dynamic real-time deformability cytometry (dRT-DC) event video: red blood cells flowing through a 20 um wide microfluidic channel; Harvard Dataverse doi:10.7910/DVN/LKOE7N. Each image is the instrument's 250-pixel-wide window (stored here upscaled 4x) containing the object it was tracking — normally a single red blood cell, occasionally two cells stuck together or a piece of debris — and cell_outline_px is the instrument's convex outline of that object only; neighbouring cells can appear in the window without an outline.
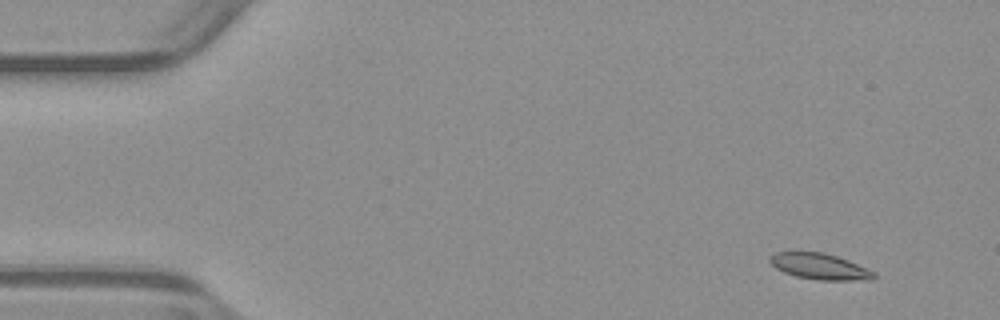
{"species": "common noctule bat (a hibernating species)", "species_latin": "Nyctalus noctula", "temperature_condition": "warm", "stored_images_in_passage": 54, "camera_frame_rate_fps": 3000, "um_per_image_px": 0.085, "animal": {"sex": "male", "body_mass_g": 23.1, "forearm_length_mm": 52.7}, "frame": {"image": 1, "passage_image": 5, "time_ms": 1.333, "image_size_px": [1000, 320], "cell_outline_px": [[876, 276], [872, 280], [820, 280], [796, 276], [784, 272], [776, 268], [768, 260], [768, 256], [776, 252], [824, 252], [848, 260], [868, 268], [876, 272]], "centroid_in_image_um": [69.7, 22.65], "position_along_channel_um": 15.3, "area_um2": 15.84}}
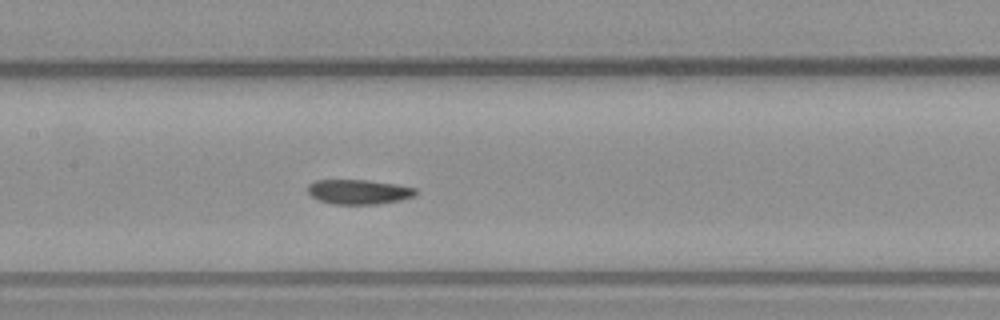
{"frame": {"image": 2, "passage_image": 26, "time_ms": 8.333, "image_size_px": [1000, 320], "cell_outline_px": [[416, 196], [400, 200], [376, 204], [332, 204], [320, 200], [312, 196], [308, 192], [308, 184], [316, 180], [368, 180], [396, 184], [416, 188]], "centroid_in_image_um": [30.5, 16.3], "position_along_channel_um": 176.9, "area_um2": 15.49}}
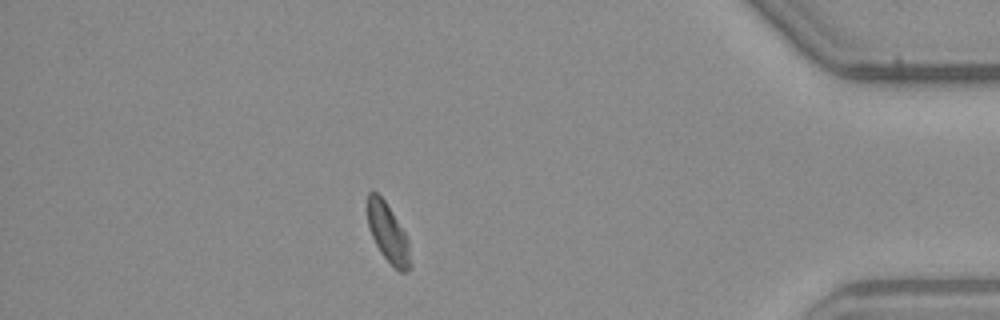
{"frame": {"image": 3, "passage_image": 47, "time_ms": 15.333, "image_size_px": [1000, 320], "cell_outline_px": [[412, 268], [404, 272], [400, 272], [380, 252], [372, 236], [368, 224], [368, 192], [376, 192], [384, 200], [392, 212], [404, 232], [408, 240], [412, 264]], "centroid_in_image_um": [33.01, 19.84], "position_along_channel_um": 402.2, "area_um2": 14.39}, "authors_computed_cell_mechanics": {"area_um2": 15.8083, "velocity_mm_per_s": 3.8866, "shape_relaxation_time_tau1_ms": null, "shape_relaxation_time_tau2_ms": 5.9287, "deformation_change_tau1": null, "deformation_change_tau2": 0.0733}}